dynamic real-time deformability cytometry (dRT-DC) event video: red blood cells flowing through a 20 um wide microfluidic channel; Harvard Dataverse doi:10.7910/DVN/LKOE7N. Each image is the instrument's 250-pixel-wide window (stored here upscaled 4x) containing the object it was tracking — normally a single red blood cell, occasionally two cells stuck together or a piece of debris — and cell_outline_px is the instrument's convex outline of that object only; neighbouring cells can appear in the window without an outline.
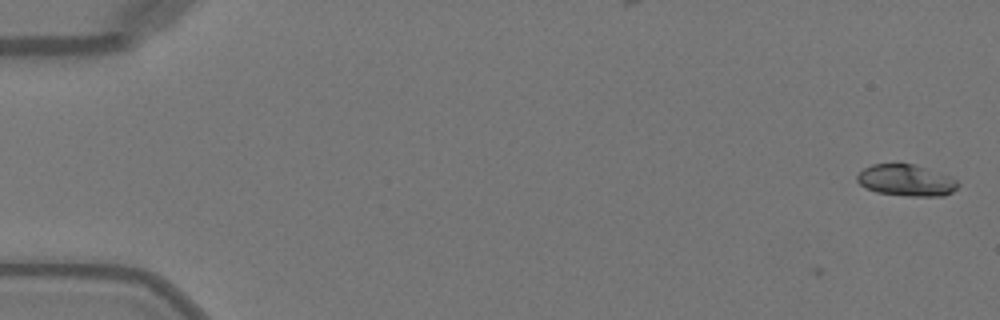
{"species": "Egyptian fruit bat (a non-hibernating species)", "species_latin": "Rousettus aegyptiacus", "temperature_condition": "warm", "stored_images_in_passage": 3, "camera_frame_rate_fps": 3000, "um_per_image_px": 0.085, "animal": {"sex": "female"}, "frame": {"image": 1, "passage_image": 3, "time_ms": 0.667, "image_size_px": [1000, 320], "cell_outline_px": [[960, 184], [952, 192], [944, 196], [904, 196], [876, 192], [864, 188], [856, 180], [856, 176], [864, 168], [872, 164], [896, 160], [916, 164], [948, 176], [956, 180]], "centroid_in_image_um": [76.97, 15.29], "position_along_channel_um": 8.0, "area_um2": 19.19}}